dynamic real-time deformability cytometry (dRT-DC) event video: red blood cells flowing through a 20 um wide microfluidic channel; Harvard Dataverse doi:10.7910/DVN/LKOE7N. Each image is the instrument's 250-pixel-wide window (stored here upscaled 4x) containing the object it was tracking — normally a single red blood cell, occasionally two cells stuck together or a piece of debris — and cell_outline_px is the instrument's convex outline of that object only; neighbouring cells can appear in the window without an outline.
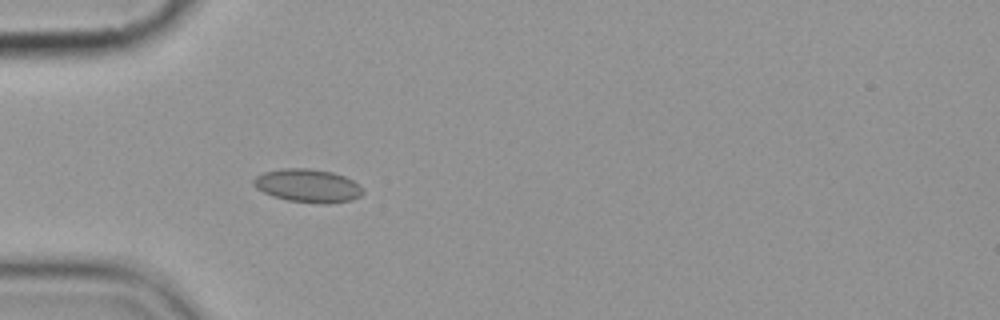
{"species": "common noctule bat (a hibernating species)", "species_latin": "Nyctalus noctula", "temperature_condition": "cold", "stored_images_in_passage": 2, "camera_frame_rate_fps": 3000, "um_per_image_px": 0.085, "animal": {"sex": "female", "body_mass_g": 19.9}, "frame": {"image": 1, "passage_image": 2, "time_ms": 1.0, "image_size_px": [1000, 320], "cell_outline_px": [[364, 192], [360, 196], [352, 200], [328, 204], [324, 204], [288, 200], [272, 196], [256, 188], [252, 184], [252, 180], [256, 176], [264, 172], [280, 168], [308, 168], [332, 172], [344, 176], [352, 180]], "centroid_in_image_um": [26.13, 15.78], "position_along_channel_um": 58.9, "area_um2": 21.15}}